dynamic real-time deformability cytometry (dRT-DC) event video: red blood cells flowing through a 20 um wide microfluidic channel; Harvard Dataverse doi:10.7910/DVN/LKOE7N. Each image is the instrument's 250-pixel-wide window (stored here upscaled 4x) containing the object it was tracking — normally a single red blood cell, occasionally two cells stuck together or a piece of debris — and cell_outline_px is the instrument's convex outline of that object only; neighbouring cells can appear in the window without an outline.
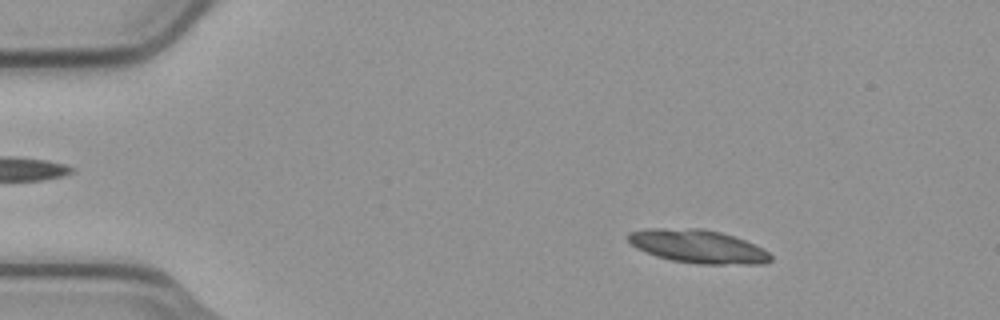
{"species": "common noctule bat (a hibernating species)", "species_latin": "Nyctalus noctula", "temperature_condition": "cold", "stored_images_in_passage": 54, "segment_of_instrument_passage": [1, 2], "camera_frame_rate_fps": 3000, "um_per_image_px": 0.085, "animal": {"sex": "male", "body_mass_g": 23.1, "forearm_length_mm": 52.7}, "frame": {"image": 1, "passage_image": 8, "time_ms": 2.333, "image_size_px": [1000, 320], "cell_outline_px": [[772, 260], [764, 264], [696, 264], [672, 260], [656, 256], [644, 252], [636, 248], [628, 240], [628, 232], [648, 228], [700, 228], [720, 232], [744, 240], [764, 248], [772, 256]], "centroid_in_image_um": [59.32, 20.95], "position_along_channel_um": 25.7, "area_um2": 27.8}}